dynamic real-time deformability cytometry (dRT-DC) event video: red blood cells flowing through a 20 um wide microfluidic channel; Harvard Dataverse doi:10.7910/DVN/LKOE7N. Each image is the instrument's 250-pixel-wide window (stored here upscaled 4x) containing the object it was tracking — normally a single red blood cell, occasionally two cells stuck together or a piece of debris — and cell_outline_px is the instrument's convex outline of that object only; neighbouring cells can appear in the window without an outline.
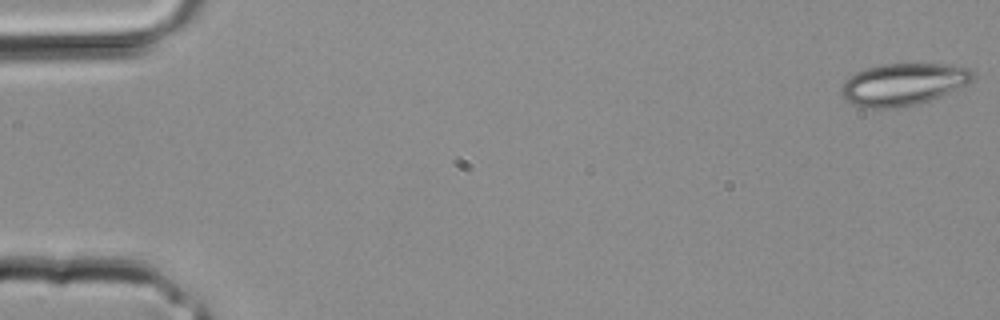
{"species": "common noctule bat (a hibernating species)", "species_latin": "Nyctalus noctula", "temperature_condition": "room temperature", "stored_images_in_passage": 34, "camera_frame_rate_fps": 3000, "um_per_image_px": 0.085, "animal": {"sex": "male", "body_mass_g": 20.4}, "frame": {"image": 1, "passage_image": 1, "time_ms": 0.0, "image_size_px": [1000, 320], "cell_outline_px": [[976, 76], [972, 80], [940, 96], [916, 104], [892, 108], [868, 108], [852, 104], [840, 92], [840, 88], [844, 80], [848, 76], [856, 72], [868, 68], [884, 64], [952, 64], [968, 68]], "centroid_in_image_um": [76.73, 7.15], "position_along_channel_um": 8.3, "area_um2": 31.91}}
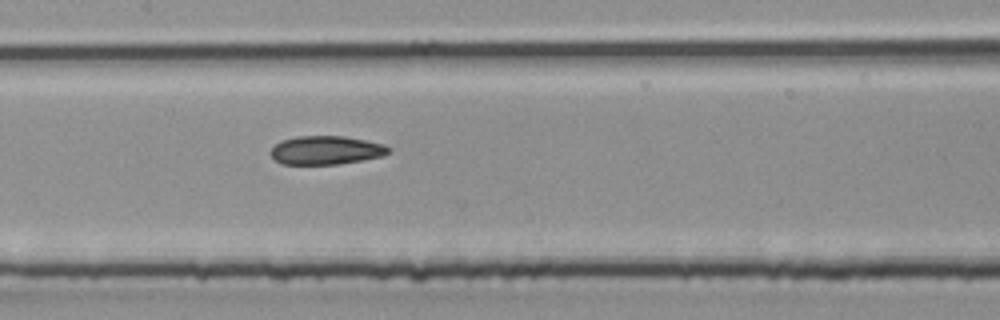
{"frame": {"image": 2, "passage_image": 17, "time_ms": 5.333, "image_size_px": [1000, 320], "cell_outline_px": [[392, 152], [384, 156], [364, 160], [336, 164], [284, 164], [276, 160], [268, 152], [276, 144], [284, 140], [296, 136], [344, 136], [384, 144], [392, 148]], "centroid_in_image_um": [27.77, 12.77], "position_along_channel_um": 179.6, "area_um2": 19.71}}
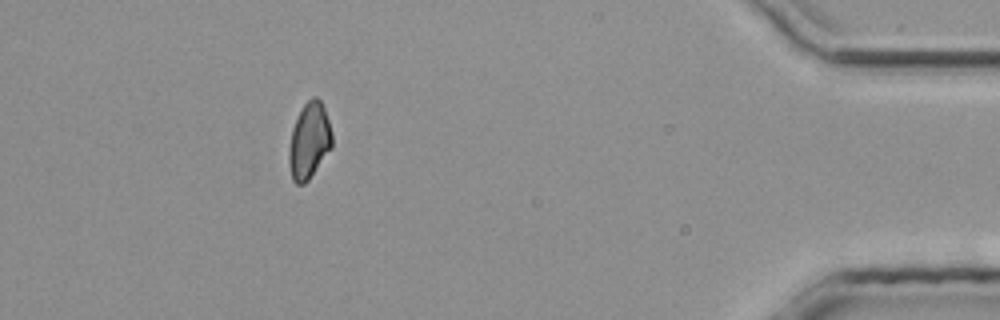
{"frame": {"image": 3, "passage_image": 31, "time_ms": 10.0, "image_size_px": [1000, 320], "cell_outline_px": [[332, 148], [308, 180], [304, 184], [296, 184], [292, 180], [288, 164], [288, 152], [292, 128], [304, 104], [312, 96], [316, 96], [320, 100], [324, 108], [332, 132]], "centroid_in_image_um": [26.27, 11.99], "position_along_channel_um": 408.9, "area_um2": 19.13}}